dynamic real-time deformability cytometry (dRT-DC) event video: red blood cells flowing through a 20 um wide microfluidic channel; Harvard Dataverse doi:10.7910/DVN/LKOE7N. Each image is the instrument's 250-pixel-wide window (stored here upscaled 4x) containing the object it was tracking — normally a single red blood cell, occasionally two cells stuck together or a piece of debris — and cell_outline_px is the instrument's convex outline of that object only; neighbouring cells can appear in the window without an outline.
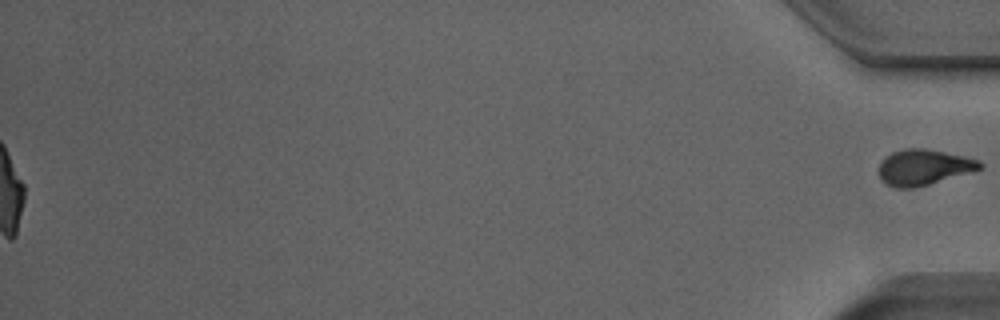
{"species": "Egyptian fruit bat (a non-hibernating species)", "species_latin": "Rousettus aegyptiacus", "temperature_condition": "room temperature", "stored_images_in_passage": 51, "segment_of_instrument_passage": [2, 2], "camera_frame_rate_fps": 3000, "um_per_image_px": 0.085, "animal": {"sex": "male"}, "frame": {"image": 1, "passage_image": 51, "time_ms": 16.667, "image_size_px": [1000, 320], "cell_outline_px": [[984, 168], [972, 172], [928, 184], [912, 188], [896, 188], [884, 184], [880, 180], [880, 160], [884, 156], [892, 152], [904, 148], [924, 148], [964, 156], [980, 160], [984, 164]], "centroid_in_image_um": [78.51, 14.21], "position_along_channel_um": 356.7, "area_um2": 21.21}}